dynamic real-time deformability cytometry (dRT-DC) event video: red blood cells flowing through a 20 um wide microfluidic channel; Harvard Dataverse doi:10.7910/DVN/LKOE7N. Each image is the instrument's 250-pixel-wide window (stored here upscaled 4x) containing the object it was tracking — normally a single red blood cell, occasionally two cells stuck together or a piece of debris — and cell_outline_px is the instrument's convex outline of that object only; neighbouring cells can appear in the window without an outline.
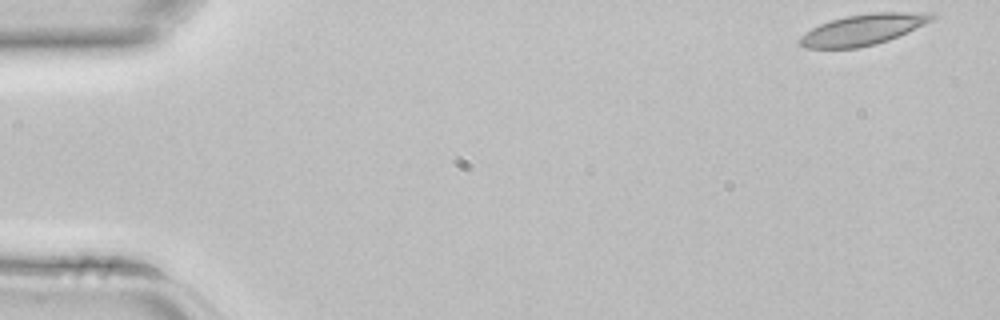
{"species": "common noctule bat (a hibernating species)", "species_latin": "Nyctalus noctula", "temperature_condition": "room temperature", "stored_images_in_passage": 3, "camera_frame_rate_fps": 3000, "um_per_image_px": 0.085, "animal": {"sex": "female", "body_mass_g": 22.7, "forearm_length_mm": 54.2}, "frame": {"image": 1, "passage_image": 1, "time_ms": 0.0, "image_size_px": [1000, 320], "cell_outline_px": [[940, 16], [924, 24], [888, 40], [876, 44], [856, 48], [804, 48], [796, 40], [804, 32], [820, 24], [832, 20], [848, 16], [872, 12], [936, 12]], "centroid_in_image_um": [73.37, 2.5], "position_along_channel_um": 11.6, "area_um2": 23.81}}